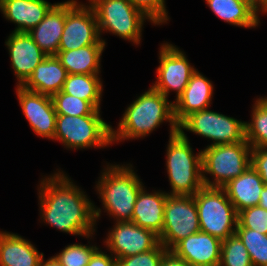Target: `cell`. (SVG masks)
I'll return each instance as SVG.
<instances>
[{"label":"cell","mask_w":267,"mask_h":266,"mask_svg":"<svg viewBox=\"0 0 267 266\" xmlns=\"http://www.w3.org/2000/svg\"><path fill=\"white\" fill-rule=\"evenodd\" d=\"M70 180L59 172L41 182V218L63 232L90 237L101 209L95 208Z\"/></svg>","instance_id":"6da1fadb"},{"label":"cell","mask_w":267,"mask_h":266,"mask_svg":"<svg viewBox=\"0 0 267 266\" xmlns=\"http://www.w3.org/2000/svg\"><path fill=\"white\" fill-rule=\"evenodd\" d=\"M164 120L171 124L170 136L178 133L174 104L151 87L126 109L118 130L111 129L112 141L146 136Z\"/></svg>","instance_id":"7a4b0ae2"},{"label":"cell","mask_w":267,"mask_h":266,"mask_svg":"<svg viewBox=\"0 0 267 266\" xmlns=\"http://www.w3.org/2000/svg\"><path fill=\"white\" fill-rule=\"evenodd\" d=\"M97 184L103 205L117 222L131 221L134 205L143 188L135 172L128 166L110 165Z\"/></svg>","instance_id":"3957f363"},{"label":"cell","mask_w":267,"mask_h":266,"mask_svg":"<svg viewBox=\"0 0 267 266\" xmlns=\"http://www.w3.org/2000/svg\"><path fill=\"white\" fill-rule=\"evenodd\" d=\"M166 164L172 187L170 195H194L204 186L202 152L194 156L183 131L170 136Z\"/></svg>","instance_id":"277c9868"},{"label":"cell","mask_w":267,"mask_h":266,"mask_svg":"<svg viewBox=\"0 0 267 266\" xmlns=\"http://www.w3.org/2000/svg\"><path fill=\"white\" fill-rule=\"evenodd\" d=\"M193 196L198 211L200 231L220 240L235 234L238 213L223 188L203 186Z\"/></svg>","instance_id":"5b68a950"},{"label":"cell","mask_w":267,"mask_h":266,"mask_svg":"<svg viewBox=\"0 0 267 266\" xmlns=\"http://www.w3.org/2000/svg\"><path fill=\"white\" fill-rule=\"evenodd\" d=\"M250 144L244 140L234 144L207 146L202 152V179L204 186L222 188L240 176L251 165ZM212 175L215 182L204 175Z\"/></svg>","instance_id":"8992f818"},{"label":"cell","mask_w":267,"mask_h":266,"mask_svg":"<svg viewBox=\"0 0 267 266\" xmlns=\"http://www.w3.org/2000/svg\"><path fill=\"white\" fill-rule=\"evenodd\" d=\"M93 8L99 33L108 30L114 35L139 44L145 19L153 22L129 0H89Z\"/></svg>","instance_id":"52a82bcc"},{"label":"cell","mask_w":267,"mask_h":266,"mask_svg":"<svg viewBox=\"0 0 267 266\" xmlns=\"http://www.w3.org/2000/svg\"><path fill=\"white\" fill-rule=\"evenodd\" d=\"M111 129L100 115H57L54 139L72 149L103 147L112 143Z\"/></svg>","instance_id":"ba28073f"},{"label":"cell","mask_w":267,"mask_h":266,"mask_svg":"<svg viewBox=\"0 0 267 266\" xmlns=\"http://www.w3.org/2000/svg\"><path fill=\"white\" fill-rule=\"evenodd\" d=\"M200 231L198 211L193 195H168L165 201L160 243L171 250L179 241Z\"/></svg>","instance_id":"9c48e42d"},{"label":"cell","mask_w":267,"mask_h":266,"mask_svg":"<svg viewBox=\"0 0 267 266\" xmlns=\"http://www.w3.org/2000/svg\"><path fill=\"white\" fill-rule=\"evenodd\" d=\"M179 131L189 130L212 139L211 146L234 144L246 140L245 122L208 109L193 112L179 125Z\"/></svg>","instance_id":"30bf717a"},{"label":"cell","mask_w":267,"mask_h":266,"mask_svg":"<svg viewBox=\"0 0 267 266\" xmlns=\"http://www.w3.org/2000/svg\"><path fill=\"white\" fill-rule=\"evenodd\" d=\"M92 44H106L100 38L93 8L90 5H78L75 0L67 1L66 20L58 51L76 50Z\"/></svg>","instance_id":"8fae6325"},{"label":"cell","mask_w":267,"mask_h":266,"mask_svg":"<svg viewBox=\"0 0 267 266\" xmlns=\"http://www.w3.org/2000/svg\"><path fill=\"white\" fill-rule=\"evenodd\" d=\"M172 44H164L160 50V65L157 68V82L153 89L168 97L170 90L177 93L176 99L183 93L192 74L196 71L184 53Z\"/></svg>","instance_id":"7c38bea8"},{"label":"cell","mask_w":267,"mask_h":266,"mask_svg":"<svg viewBox=\"0 0 267 266\" xmlns=\"http://www.w3.org/2000/svg\"><path fill=\"white\" fill-rule=\"evenodd\" d=\"M115 258H123L143 253L160 244L159 235L142 228L131 221L117 222L105 241Z\"/></svg>","instance_id":"4fadbf2b"},{"label":"cell","mask_w":267,"mask_h":266,"mask_svg":"<svg viewBox=\"0 0 267 266\" xmlns=\"http://www.w3.org/2000/svg\"><path fill=\"white\" fill-rule=\"evenodd\" d=\"M17 96L33 131L41 137L54 139L57 114L52 97L27 90L19 85Z\"/></svg>","instance_id":"5bb4252c"},{"label":"cell","mask_w":267,"mask_h":266,"mask_svg":"<svg viewBox=\"0 0 267 266\" xmlns=\"http://www.w3.org/2000/svg\"><path fill=\"white\" fill-rule=\"evenodd\" d=\"M222 240L199 231L179 241L171 251L190 266H219Z\"/></svg>","instance_id":"9a60e30c"},{"label":"cell","mask_w":267,"mask_h":266,"mask_svg":"<svg viewBox=\"0 0 267 266\" xmlns=\"http://www.w3.org/2000/svg\"><path fill=\"white\" fill-rule=\"evenodd\" d=\"M10 59L19 86L32 75L36 66L47 56L27 32H14L7 42Z\"/></svg>","instance_id":"2e32d148"},{"label":"cell","mask_w":267,"mask_h":266,"mask_svg":"<svg viewBox=\"0 0 267 266\" xmlns=\"http://www.w3.org/2000/svg\"><path fill=\"white\" fill-rule=\"evenodd\" d=\"M213 85L197 70L192 74L183 93L176 99L174 104V118L179 125L193 112L209 108Z\"/></svg>","instance_id":"e0dca14e"},{"label":"cell","mask_w":267,"mask_h":266,"mask_svg":"<svg viewBox=\"0 0 267 266\" xmlns=\"http://www.w3.org/2000/svg\"><path fill=\"white\" fill-rule=\"evenodd\" d=\"M66 20V2L55 4L28 34L47 55H57Z\"/></svg>","instance_id":"ac0fdd59"},{"label":"cell","mask_w":267,"mask_h":266,"mask_svg":"<svg viewBox=\"0 0 267 266\" xmlns=\"http://www.w3.org/2000/svg\"><path fill=\"white\" fill-rule=\"evenodd\" d=\"M54 5L45 0H0V9L6 19L18 25L14 32L28 33Z\"/></svg>","instance_id":"d6986e66"},{"label":"cell","mask_w":267,"mask_h":266,"mask_svg":"<svg viewBox=\"0 0 267 266\" xmlns=\"http://www.w3.org/2000/svg\"><path fill=\"white\" fill-rule=\"evenodd\" d=\"M67 71L56 55L46 56L22 85L25 89L53 96L60 92L67 78Z\"/></svg>","instance_id":"ffe728a7"},{"label":"cell","mask_w":267,"mask_h":266,"mask_svg":"<svg viewBox=\"0 0 267 266\" xmlns=\"http://www.w3.org/2000/svg\"><path fill=\"white\" fill-rule=\"evenodd\" d=\"M264 186L260 175L250 165L240 176L222 188L238 213L246 208L258 206Z\"/></svg>","instance_id":"44dd1931"},{"label":"cell","mask_w":267,"mask_h":266,"mask_svg":"<svg viewBox=\"0 0 267 266\" xmlns=\"http://www.w3.org/2000/svg\"><path fill=\"white\" fill-rule=\"evenodd\" d=\"M169 193H146L142 188L136 199L131 222L160 235L163 229L165 201Z\"/></svg>","instance_id":"7402d4cb"},{"label":"cell","mask_w":267,"mask_h":266,"mask_svg":"<svg viewBox=\"0 0 267 266\" xmlns=\"http://www.w3.org/2000/svg\"><path fill=\"white\" fill-rule=\"evenodd\" d=\"M42 257L28 240L0 232V266H39Z\"/></svg>","instance_id":"603a6c76"},{"label":"cell","mask_w":267,"mask_h":266,"mask_svg":"<svg viewBox=\"0 0 267 266\" xmlns=\"http://www.w3.org/2000/svg\"><path fill=\"white\" fill-rule=\"evenodd\" d=\"M105 44H92L76 50L58 51L57 57L68 74H99Z\"/></svg>","instance_id":"cb8c5ba5"},{"label":"cell","mask_w":267,"mask_h":266,"mask_svg":"<svg viewBox=\"0 0 267 266\" xmlns=\"http://www.w3.org/2000/svg\"><path fill=\"white\" fill-rule=\"evenodd\" d=\"M208 6L225 22L240 27L252 28L258 25V13L251 3L240 0H206Z\"/></svg>","instance_id":"d4e9b609"},{"label":"cell","mask_w":267,"mask_h":266,"mask_svg":"<svg viewBox=\"0 0 267 266\" xmlns=\"http://www.w3.org/2000/svg\"><path fill=\"white\" fill-rule=\"evenodd\" d=\"M98 74H68L62 92L89 101L100 110L102 84Z\"/></svg>","instance_id":"484cf974"},{"label":"cell","mask_w":267,"mask_h":266,"mask_svg":"<svg viewBox=\"0 0 267 266\" xmlns=\"http://www.w3.org/2000/svg\"><path fill=\"white\" fill-rule=\"evenodd\" d=\"M252 122H245L246 141L251 148L267 147V99L256 100Z\"/></svg>","instance_id":"4316f807"},{"label":"cell","mask_w":267,"mask_h":266,"mask_svg":"<svg viewBox=\"0 0 267 266\" xmlns=\"http://www.w3.org/2000/svg\"><path fill=\"white\" fill-rule=\"evenodd\" d=\"M235 234L246 247L253 266H267V234L248 228H236Z\"/></svg>","instance_id":"83f0119b"},{"label":"cell","mask_w":267,"mask_h":266,"mask_svg":"<svg viewBox=\"0 0 267 266\" xmlns=\"http://www.w3.org/2000/svg\"><path fill=\"white\" fill-rule=\"evenodd\" d=\"M52 100L57 115H100V110L96 109L89 101L82 100L62 91L54 94Z\"/></svg>","instance_id":"f1b7e54d"},{"label":"cell","mask_w":267,"mask_h":266,"mask_svg":"<svg viewBox=\"0 0 267 266\" xmlns=\"http://www.w3.org/2000/svg\"><path fill=\"white\" fill-rule=\"evenodd\" d=\"M219 266H253L246 247L236 234L222 240Z\"/></svg>","instance_id":"f546056e"},{"label":"cell","mask_w":267,"mask_h":266,"mask_svg":"<svg viewBox=\"0 0 267 266\" xmlns=\"http://www.w3.org/2000/svg\"><path fill=\"white\" fill-rule=\"evenodd\" d=\"M96 246L71 244L54 256L62 266H87Z\"/></svg>","instance_id":"4dcf8cb0"},{"label":"cell","mask_w":267,"mask_h":266,"mask_svg":"<svg viewBox=\"0 0 267 266\" xmlns=\"http://www.w3.org/2000/svg\"><path fill=\"white\" fill-rule=\"evenodd\" d=\"M236 228H248L267 234V210L260 206H253L238 212Z\"/></svg>","instance_id":"1f68e13d"},{"label":"cell","mask_w":267,"mask_h":266,"mask_svg":"<svg viewBox=\"0 0 267 266\" xmlns=\"http://www.w3.org/2000/svg\"><path fill=\"white\" fill-rule=\"evenodd\" d=\"M167 251L160 243L152 250L116 259V266H160L162 258Z\"/></svg>","instance_id":"d6a6232c"},{"label":"cell","mask_w":267,"mask_h":266,"mask_svg":"<svg viewBox=\"0 0 267 266\" xmlns=\"http://www.w3.org/2000/svg\"><path fill=\"white\" fill-rule=\"evenodd\" d=\"M136 8L143 11L153 24L166 22L168 19L164 0H129Z\"/></svg>","instance_id":"836d02e7"},{"label":"cell","mask_w":267,"mask_h":266,"mask_svg":"<svg viewBox=\"0 0 267 266\" xmlns=\"http://www.w3.org/2000/svg\"><path fill=\"white\" fill-rule=\"evenodd\" d=\"M251 167L260 175L267 186V147L252 148Z\"/></svg>","instance_id":"e575fe53"},{"label":"cell","mask_w":267,"mask_h":266,"mask_svg":"<svg viewBox=\"0 0 267 266\" xmlns=\"http://www.w3.org/2000/svg\"><path fill=\"white\" fill-rule=\"evenodd\" d=\"M87 266H116V258L99 251V248L91 256Z\"/></svg>","instance_id":"d590c367"},{"label":"cell","mask_w":267,"mask_h":266,"mask_svg":"<svg viewBox=\"0 0 267 266\" xmlns=\"http://www.w3.org/2000/svg\"><path fill=\"white\" fill-rule=\"evenodd\" d=\"M160 266H190L183 258L175 255L171 250H168L160 263Z\"/></svg>","instance_id":"8d00e7d4"},{"label":"cell","mask_w":267,"mask_h":266,"mask_svg":"<svg viewBox=\"0 0 267 266\" xmlns=\"http://www.w3.org/2000/svg\"><path fill=\"white\" fill-rule=\"evenodd\" d=\"M260 9H262L263 12H267V0H252V8L258 13Z\"/></svg>","instance_id":"74e56055"},{"label":"cell","mask_w":267,"mask_h":266,"mask_svg":"<svg viewBox=\"0 0 267 266\" xmlns=\"http://www.w3.org/2000/svg\"><path fill=\"white\" fill-rule=\"evenodd\" d=\"M258 206L267 210V186L265 185L261 194Z\"/></svg>","instance_id":"f35d334b"},{"label":"cell","mask_w":267,"mask_h":266,"mask_svg":"<svg viewBox=\"0 0 267 266\" xmlns=\"http://www.w3.org/2000/svg\"><path fill=\"white\" fill-rule=\"evenodd\" d=\"M39 266H62L60 262L53 256L48 259L46 262L44 261L43 257L40 261Z\"/></svg>","instance_id":"ab89813d"},{"label":"cell","mask_w":267,"mask_h":266,"mask_svg":"<svg viewBox=\"0 0 267 266\" xmlns=\"http://www.w3.org/2000/svg\"><path fill=\"white\" fill-rule=\"evenodd\" d=\"M240 1L251 3V7H252V0H240Z\"/></svg>","instance_id":"60d3db41"}]
</instances>
